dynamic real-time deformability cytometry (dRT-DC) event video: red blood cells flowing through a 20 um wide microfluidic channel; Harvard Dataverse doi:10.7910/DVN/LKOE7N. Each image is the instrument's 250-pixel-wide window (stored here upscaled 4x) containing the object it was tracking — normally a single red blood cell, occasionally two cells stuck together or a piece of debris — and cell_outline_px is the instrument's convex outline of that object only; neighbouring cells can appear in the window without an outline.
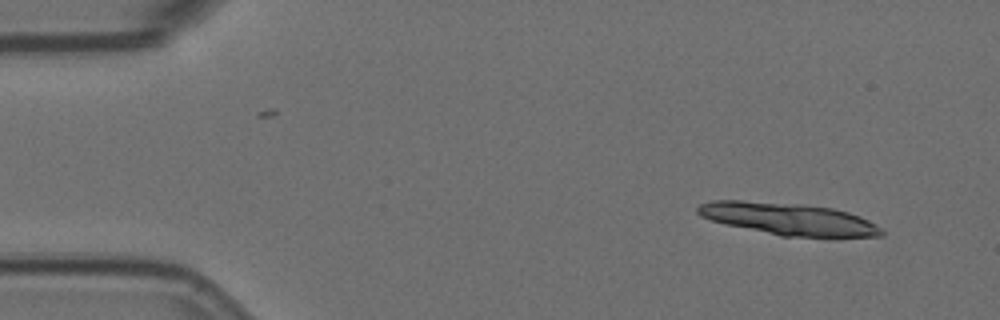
{"species": "Egyptian fruit bat (a non-hibernating species)", "species_latin": "Rousettus aegyptiacus", "temperature_condition": "room temperature", "stored_images_in_passage": 6, "camera_frame_rate_fps": 3000, "um_per_image_px": 0.085, "animal": {"sex": "female"}, "frame": {"image": 1, "passage_image": 1, "time_ms": 0.0, "image_size_px": [1000, 320], "cell_outline_px": [[884, 236], [780, 236], [728, 224], [712, 220], [700, 216], [696, 212], [696, 208], [700, 204], [712, 200], [740, 200], [804, 204], [832, 208], [848, 212], [860, 216], [868, 220], [880, 228], [884, 232]], "centroid_in_image_um": [66.99, 18.59], "position_along_channel_um": 18.0, "area_um2": 33.99}}
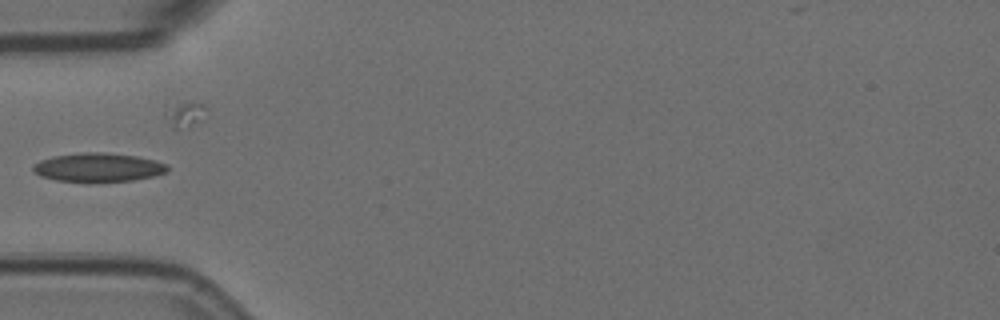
{"frame": {"image": 2, "passage_image": 5, "time_ms": 1.333, "image_size_px": [1000, 320], "cell_outline_px": [[168, 172], [152, 176], [132, 180], [56, 180], [40, 176], [32, 172], [32, 168], [40, 160], [52, 156], [80, 152], [100, 152], [136, 156], [156, 160], [168, 164]], "centroid_in_image_um": [8.35, 14.19], "position_along_channel_um": 76.7, "area_um2": 22.08}}